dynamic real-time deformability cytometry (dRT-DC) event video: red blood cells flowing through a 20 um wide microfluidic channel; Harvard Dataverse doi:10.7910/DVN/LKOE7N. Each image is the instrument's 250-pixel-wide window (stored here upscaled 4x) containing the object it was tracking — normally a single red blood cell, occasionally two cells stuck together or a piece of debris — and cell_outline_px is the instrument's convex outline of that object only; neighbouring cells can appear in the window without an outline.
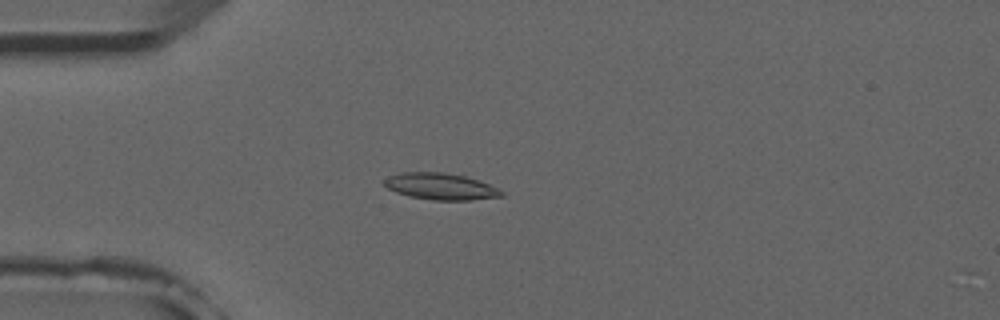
{"species": "common noctule bat (a hibernating species)", "species_latin": "Nyctalus noctula", "temperature_condition": "room temperature", "stored_images_in_passage": 4, "camera_frame_rate_fps": 3000, "um_per_image_px": 0.085, "animal": {"sex": "male", "forearm_length_mm": 52.5}, "frame": {"image": 1, "passage_image": 4, "time_ms": 4.333, "image_size_px": [1000, 320], "cell_outline_px": [[504, 196], [472, 200], [432, 200], [408, 196], [396, 192], [388, 188], [384, 184], [384, 180], [388, 176], [400, 172], [444, 172], [464, 176], [488, 184], [504, 192]], "centroid_in_image_um": [37.43, 15.85], "position_along_channel_um": 47.6, "area_um2": 18.09}}